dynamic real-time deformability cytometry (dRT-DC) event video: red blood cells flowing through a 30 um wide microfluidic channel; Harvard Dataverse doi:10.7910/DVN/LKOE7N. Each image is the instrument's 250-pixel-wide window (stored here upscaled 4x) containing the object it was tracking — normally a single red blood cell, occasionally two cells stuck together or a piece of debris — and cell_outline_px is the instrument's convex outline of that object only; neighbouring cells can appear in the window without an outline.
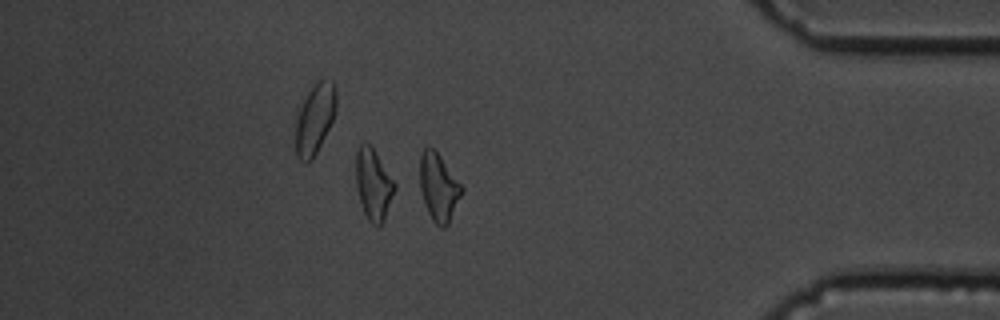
{"species": "common noctule bat (a hibernating species)", "species_latin": "Nyctalus noctula", "temperature_condition": "cold", "stored_images_in_passage": 48, "camera_frame_rate_fps": 3000, "um_per_image_px": 0.085, "animal": {"sex": "male", "body_mass_g": 19.5, "forearm_length_mm": 54.6}, "frame": {"image": 1, "passage_image": 41, "time_ms": 13.333, "image_size_px": [1000, 320], "cell_outline_px": [[464, 192], [448, 224], [444, 228], [440, 228], [432, 220], [424, 204], [420, 188], [420, 156], [424, 148], [428, 144], [440, 156], [464, 188]], "centroid_in_image_um": [37.29, 15.93], "position_along_channel_um": 397.9, "area_um2": 16.59}, "authors_computed_cell_mechanics": {"area_um2": 16.9932, "velocity_mm_per_s": 3.4789, "shape_relaxation_time_tau1_ms": 3.0652, "shape_relaxation_time_tau2_ms": 6.9603, "deformation_change_tau1": 0.1466, "deformation_change_tau2": 0.1732}}